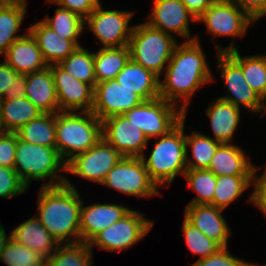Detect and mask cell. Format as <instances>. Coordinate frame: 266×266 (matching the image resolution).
<instances>
[{
  "mask_svg": "<svg viewBox=\"0 0 266 266\" xmlns=\"http://www.w3.org/2000/svg\"><path fill=\"white\" fill-rule=\"evenodd\" d=\"M164 80L159 81L160 98L177 104L186 114L193 93L213 80L199 38L177 44L170 61L165 66Z\"/></svg>",
  "mask_w": 266,
  "mask_h": 266,
  "instance_id": "6da1fadb",
  "label": "cell"
},
{
  "mask_svg": "<svg viewBox=\"0 0 266 266\" xmlns=\"http://www.w3.org/2000/svg\"><path fill=\"white\" fill-rule=\"evenodd\" d=\"M38 214L35 215L58 244L80 242V211L83 201L76 187L66 180L38 192ZM69 237V238H68Z\"/></svg>",
  "mask_w": 266,
  "mask_h": 266,
  "instance_id": "7a4b0ae2",
  "label": "cell"
},
{
  "mask_svg": "<svg viewBox=\"0 0 266 266\" xmlns=\"http://www.w3.org/2000/svg\"><path fill=\"white\" fill-rule=\"evenodd\" d=\"M101 138L102 121L92 111L56 113V149L66 164L95 146Z\"/></svg>",
  "mask_w": 266,
  "mask_h": 266,
  "instance_id": "3957f363",
  "label": "cell"
},
{
  "mask_svg": "<svg viewBox=\"0 0 266 266\" xmlns=\"http://www.w3.org/2000/svg\"><path fill=\"white\" fill-rule=\"evenodd\" d=\"M185 117L167 134L160 136L154 144L149 158H141L151 180L158 186H169L175 177L187 170Z\"/></svg>",
  "mask_w": 266,
  "mask_h": 266,
  "instance_id": "277c9868",
  "label": "cell"
},
{
  "mask_svg": "<svg viewBox=\"0 0 266 266\" xmlns=\"http://www.w3.org/2000/svg\"><path fill=\"white\" fill-rule=\"evenodd\" d=\"M14 169L22 182L29 188L30 181L50 179L42 183V187H55L65 184V175H59V170L66 172V163L59 155L56 147H47L22 141L17 136Z\"/></svg>",
  "mask_w": 266,
  "mask_h": 266,
  "instance_id": "5b68a950",
  "label": "cell"
},
{
  "mask_svg": "<svg viewBox=\"0 0 266 266\" xmlns=\"http://www.w3.org/2000/svg\"><path fill=\"white\" fill-rule=\"evenodd\" d=\"M177 43L173 35L152 28L147 23L135 25L128 44L130 59L160 77Z\"/></svg>",
  "mask_w": 266,
  "mask_h": 266,
  "instance_id": "8992f818",
  "label": "cell"
},
{
  "mask_svg": "<svg viewBox=\"0 0 266 266\" xmlns=\"http://www.w3.org/2000/svg\"><path fill=\"white\" fill-rule=\"evenodd\" d=\"M177 105L160 97L143 101L140 105L133 107L124 115L130 122L134 123L143 134L150 140L167 134L173 129L186 114Z\"/></svg>",
  "mask_w": 266,
  "mask_h": 266,
  "instance_id": "52a82bcc",
  "label": "cell"
},
{
  "mask_svg": "<svg viewBox=\"0 0 266 266\" xmlns=\"http://www.w3.org/2000/svg\"><path fill=\"white\" fill-rule=\"evenodd\" d=\"M101 184L136 197L148 198L160 194L141 157L123 156Z\"/></svg>",
  "mask_w": 266,
  "mask_h": 266,
  "instance_id": "ba28073f",
  "label": "cell"
},
{
  "mask_svg": "<svg viewBox=\"0 0 266 266\" xmlns=\"http://www.w3.org/2000/svg\"><path fill=\"white\" fill-rule=\"evenodd\" d=\"M153 223L148 218H143L140 212L131 209L120 220L98 233L88 244L91 249L95 244L104 250L120 252L145 237Z\"/></svg>",
  "mask_w": 266,
  "mask_h": 266,
  "instance_id": "9c48e42d",
  "label": "cell"
},
{
  "mask_svg": "<svg viewBox=\"0 0 266 266\" xmlns=\"http://www.w3.org/2000/svg\"><path fill=\"white\" fill-rule=\"evenodd\" d=\"M132 11L102 9L101 3L85 19V25L100 40L103 48L128 46L134 26H129ZM129 26V27H128Z\"/></svg>",
  "mask_w": 266,
  "mask_h": 266,
  "instance_id": "30bf717a",
  "label": "cell"
},
{
  "mask_svg": "<svg viewBox=\"0 0 266 266\" xmlns=\"http://www.w3.org/2000/svg\"><path fill=\"white\" fill-rule=\"evenodd\" d=\"M122 155L103 137L90 149L76 155L66 164V172L102 183L107 173L122 159Z\"/></svg>",
  "mask_w": 266,
  "mask_h": 266,
  "instance_id": "8fae6325",
  "label": "cell"
},
{
  "mask_svg": "<svg viewBox=\"0 0 266 266\" xmlns=\"http://www.w3.org/2000/svg\"><path fill=\"white\" fill-rule=\"evenodd\" d=\"M197 21L204 22L206 30L217 36H243L255 22L236 2H215Z\"/></svg>",
  "mask_w": 266,
  "mask_h": 266,
  "instance_id": "7c38bea8",
  "label": "cell"
},
{
  "mask_svg": "<svg viewBox=\"0 0 266 266\" xmlns=\"http://www.w3.org/2000/svg\"><path fill=\"white\" fill-rule=\"evenodd\" d=\"M102 137L126 157H142L149 141L124 114L102 121Z\"/></svg>",
  "mask_w": 266,
  "mask_h": 266,
  "instance_id": "4fadbf2b",
  "label": "cell"
},
{
  "mask_svg": "<svg viewBox=\"0 0 266 266\" xmlns=\"http://www.w3.org/2000/svg\"><path fill=\"white\" fill-rule=\"evenodd\" d=\"M142 102L136 93L112 79L95 85L92 112L103 121L115 115H123Z\"/></svg>",
  "mask_w": 266,
  "mask_h": 266,
  "instance_id": "5bb4252c",
  "label": "cell"
},
{
  "mask_svg": "<svg viewBox=\"0 0 266 266\" xmlns=\"http://www.w3.org/2000/svg\"><path fill=\"white\" fill-rule=\"evenodd\" d=\"M218 68L230 95L219 97L240 108L243 105L253 113H261L263 99L246 83L242 69L226 54L218 53Z\"/></svg>",
  "mask_w": 266,
  "mask_h": 266,
  "instance_id": "9a60e30c",
  "label": "cell"
},
{
  "mask_svg": "<svg viewBox=\"0 0 266 266\" xmlns=\"http://www.w3.org/2000/svg\"><path fill=\"white\" fill-rule=\"evenodd\" d=\"M57 91L59 111L91 112L94 88L68 74L58 64L49 65Z\"/></svg>",
  "mask_w": 266,
  "mask_h": 266,
  "instance_id": "2e32d148",
  "label": "cell"
},
{
  "mask_svg": "<svg viewBox=\"0 0 266 266\" xmlns=\"http://www.w3.org/2000/svg\"><path fill=\"white\" fill-rule=\"evenodd\" d=\"M190 17L193 22H198L180 0H154V8L149 15L150 19L145 23L164 33L184 36V38H188L186 41H192L196 39V36L191 37L190 35Z\"/></svg>",
  "mask_w": 266,
  "mask_h": 266,
  "instance_id": "e0dca14e",
  "label": "cell"
},
{
  "mask_svg": "<svg viewBox=\"0 0 266 266\" xmlns=\"http://www.w3.org/2000/svg\"><path fill=\"white\" fill-rule=\"evenodd\" d=\"M222 212L210 204H187L184 218L221 247H227L231 231Z\"/></svg>",
  "mask_w": 266,
  "mask_h": 266,
  "instance_id": "ac0fdd59",
  "label": "cell"
},
{
  "mask_svg": "<svg viewBox=\"0 0 266 266\" xmlns=\"http://www.w3.org/2000/svg\"><path fill=\"white\" fill-rule=\"evenodd\" d=\"M131 209L118 204H91L80 211V242L89 243L103 229L120 220Z\"/></svg>",
  "mask_w": 266,
  "mask_h": 266,
  "instance_id": "d6986e66",
  "label": "cell"
},
{
  "mask_svg": "<svg viewBox=\"0 0 266 266\" xmlns=\"http://www.w3.org/2000/svg\"><path fill=\"white\" fill-rule=\"evenodd\" d=\"M5 63L19 74L41 71L48 67L35 38L28 31L7 49Z\"/></svg>",
  "mask_w": 266,
  "mask_h": 266,
  "instance_id": "ffe728a7",
  "label": "cell"
},
{
  "mask_svg": "<svg viewBox=\"0 0 266 266\" xmlns=\"http://www.w3.org/2000/svg\"><path fill=\"white\" fill-rule=\"evenodd\" d=\"M25 96L43 113L59 112L57 91L51 68L26 74Z\"/></svg>",
  "mask_w": 266,
  "mask_h": 266,
  "instance_id": "44dd1931",
  "label": "cell"
},
{
  "mask_svg": "<svg viewBox=\"0 0 266 266\" xmlns=\"http://www.w3.org/2000/svg\"><path fill=\"white\" fill-rule=\"evenodd\" d=\"M207 170L216 176H254L257 167L248 162L243 149L233 143H221Z\"/></svg>",
  "mask_w": 266,
  "mask_h": 266,
  "instance_id": "7402d4cb",
  "label": "cell"
},
{
  "mask_svg": "<svg viewBox=\"0 0 266 266\" xmlns=\"http://www.w3.org/2000/svg\"><path fill=\"white\" fill-rule=\"evenodd\" d=\"M115 79L121 86L136 93L143 101L160 97V77L132 59L127 62Z\"/></svg>",
  "mask_w": 266,
  "mask_h": 266,
  "instance_id": "603a6c76",
  "label": "cell"
},
{
  "mask_svg": "<svg viewBox=\"0 0 266 266\" xmlns=\"http://www.w3.org/2000/svg\"><path fill=\"white\" fill-rule=\"evenodd\" d=\"M28 31L35 38L48 66L59 64L77 48L71 40L62 38L43 21L35 22Z\"/></svg>",
  "mask_w": 266,
  "mask_h": 266,
  "instance_id": "cb8c5ba5",
  "label": "cell"
},
{
  "mask_svg": "<svg viewBox=\"0 0 266 266\" xmlns=\"http://www.w3.org/2000/svg\"><path fill=\"white\" fill-rule=\"evenodd\" d=\"M217 53H226L241 69L246 83L263 99L266 97V55L243 57L234 46V41L226 48L217 46Z\"/></svg>",
  "mask_w": 266,
  "mask_h": 266,
  "instance_id": "d4e9b609",
  "label": "cell"
},
{
  "mask_svg": "<svg viewBox=\"0 0 266 266\" xmlns=\"http://www.w3.org/2000/svg\"><path fill=\"white\" fill-rule=\"evenodd\" d=\"M210 119L214 140L220 143H232L233 135L240 122V108L232 103L217 98L206 109Z\"/></svg>",
  "mask_w": 266,
  "mask_h": 266,
  "instance_id": "484cf974",
  "label": "cell"
},
{
  "mask_svg": "<svg viewBox=\"0 0 266 266\" xmlns=\"http://www.w3.org/2000/svg\"><path fill=\"white\" fill-rule=\"evenodd\" d=\"M11 232L13 239L21 245L39 252L45 258H49L53 254L51 252L59 246L36 216L22 222Z\"/></svg>",
  "mask_w": 266,
  "mask_h": 266,
  "instance_id": "4316f807",
  "label": "cell"
},
{
  "mask_svg": "<svg viewBox=\"0 0 266 266\" xmlns=\"http://www.w3.org/2000/svg\"><path fill=\"white\" fill-rule=\"evenodd\" d=\"M43 114L26 96L0 100V121L5 132H16Z\"/></svg>",
  "mask_w": 266,
  "mask_h": 266,
  "instance_id": "83f0119b",
  "label": "cell"
},
{
  "mask_svg": "<svg viewBox=\"0 0 266 266\" xmlns=\"http://www.w3.org/2000/svg\"><path fill=\"white\" fill-rule=\"evenodd\" d=\"M26 0H10L0 6V56L4 55L10 45L24 35H15L27 12Z\"/></svg>",
  "mask_w": 266,
  "mask_h": 266,
  "instance_id": "f1b7e54d",
  "label": "cell"
},
{
  "mask_svg": "<svg viewBox=\"0 0 266 266\" xmlns=\"http://www.w3.org/2000/svg\"><path fill=\"white\" fill-rule=\"evenodd\" d=\"M130 60L128 46L101 48L94 52L96 84L115 79Z\"/></svg>",
  "mask_w": 266,
  "mask_h": 266,
  "instance_id": "f546056e",
  "label": "cell"
},
{
  "mask_svg": "<svg viewBox=\"0 0 266 266\" xmlns=\"http://www.w3.org/2000/svg\"><path fill=\"white\" fill-rule=\"evenodd\" d=\"M16 133L22 141L56 147V113L41 114L22 126Z\"/></svg>",
  "mask_w": 266,
  "mask_h": 266,
  "instance_id": "4dcf8cb0",
  "label": "cell"
},
{
  "mask_svg": "<svg viewBox=\"0 0 266 266\" xmlns=\"http://www.w3.org/2000/svg\"><path fill=\"white\" fill-rule=\"evenodd\" d=\"M185 140L187 169H208L212 157L221 143L210 136L195 131L192 134H186ZM188 148L192 149L191 158H188Z\"/></svg>",
  "mask_w": 266,
  "mask_h": 266,
  "instance_id": "1f68e13d",
  "label": "cell"
},
{
  "mask_svg": "<svg viewBox=\"0 0 266 266\" xmlns=\"http://www.w3.org/2000/svg\"><path fill=\"white\" fill-rule=\"evenodd\" d=\"M253 180L254 176H216L214 197L210 205L224 210L253 184Z\"/></svg>",
  "mask_w": 266,
  "mask_h": 266,
  "instance_id": "d6a6232c",
  "label": "cell"
},
{
  "mask_svg": "<svg viewBox=\"0 0 266 266\" xmlns=\"http://www.w3.org/2000/svg\"><path fill=\"white\" fill-rule=\"evenodd\" d=\"M58 65L77 80L95 87L94 53L80 46Z\"/></svg>",
  "mask_w": 266,
  "mask_h": 266,
  "instance_id": "836d02e7",
  "label": "cell"
},
{
  "mask_svg": "<svg viewBox=\"0 0 266 266\" xmlns=\"http://www.w3.org/2000/svg\"><path fill=\"white\" fill-rule=\"evenodd\" d=\"M42 21L62 38L71 40L77 47H80L78 37L85 28V20L80 16L70 10L58 7L52 18H48L47 14Z\"/></svg>",
  "mask_w": 266,
  "mask_h": 266,
  "instance_id": "e575fe53",
  "label": "cell"
},
{
  "mask_svg": "<svg viewBox=\"0 0 266 266\" xmlns=\"http://www.w3.org/2000/svg\"><path fill=\"white\" fill-rule=\"evenodd\" d=\"M92 258V249L85 242L59 244L49 257L56 266H92Z\"/></svg>",
  "mask_w": 266,
  "mask_h": 266,
  "instance_id": "d590c367",
  "label": "cell"
},
{
  "mask_svg": "<svg viewBox=\"0 0 266 266\" xmlns=\"http://www.w3.org/2000/svg\"><path fill=\"white\" fill-rule=\"evenodd\" d=\"M197 196L188 204H211L216 187V175L207 169H187L183 175Z\"/></svg>",
  "mask_w": 266,
  "mask_h": 266,
  "instance_id": "8d00e7d4",
  "label": "cell"
},
{
  "mask_svg": "<svg viewBox=\"0 0 266 266\" xmlns=\"http://www.w3.org/2000/svg\"><path fill=\"white\" fill-rule=\"evenodd\" d=\"M45 259L39 252L21 245L12 237L0 254V261L7 266H42Z\"/></svg>",
  "mask_w": 266,
  "mask_h": 266,
  "instance_id": "74e56055",
  "label": "cell"
},
{
  "mask_svg": "<svg viewBox=\"0 0 266 266\" xmlns=\"http://www.w3.org/2000/svg\"><path fill=\"white\" fill-rule=\"evenodd\" d=\"M182 232L185 236V241L188 249L196 255H200L199 259L215 254L220 248H222L216 241L210 239L190 222L184 218Z\"/></svg>",
  "mask_w": 266,
  "mask_h": 266,
  "instance_id": "f35d334b",
  "label": "cell"
},
{
  "mask_svg": "<svg viewBox=\"0 0 266 266\" xmlns=\"http://www.w3.org/2000/svg\"><path fill=\"white\" fill-rule=\"evenodd\" d=\"M27 189L14 168L0 166V197L13 198Z\"/></svg>",
  "mask_w": 266,
  "mask_h": 266,
  "instance_id": "ab89813d",
  "label": "cell"
},
{
  "mask_svg": "<svg viewBox=\"0 0 266 266\" xmlns=\"http://www.w3.org/2000/svg\"><path fill=\"white\" fill-rule=\"evenodd\" d=\"M249 262L234 257L227 247L220 248L215 254L204 259H198L191 266H249Z\"/></svg>",
  "mask_w": 266,
  "mask_h": 266,
  "instance_id": "60d3db41",
  "label": "cell"
},
{
  "mask_svg": "<svg viewBox=\"0 0 266 266\" xmlns=\"http://www.w3.org/2000/svg\"><path fill=\"white\" fill-rule=\"evenodd\" d=\"M16 148V132H4L0 135V166L14 168Z\"/></svg>",
  "mask_w": 266,
  "mask_h": 266,
  "instance_id": "b9f144b4",
  "label": "cell"
},
{
  "mask_svg": "<svg viewBox=\"0 0 266 266\" xmlns=\"http://www.w3.org/2000/svg\"><path fill=\"white\" fill-rule=\"evenodd\" d=\"M50 1L62 6L61 8L72 11L84 20L100 4V0H48Z\"/></svg>",
  "mask_w": 266,
  "mask_h": 266,
  "instance_id": "7bdbcfd3",
  "label": "cell"
},
{
  "mask_svg": "<svg viewBox=\"0 0 266 266\" xmlns=\"http://www.w3.org/2000/svg\"><path fill=\"white\" fill-rule=\"evenodd\" d=\"M253 184L254 190L250 195L249 202L261 209L264 216H266V167L264 173L259 178L255 171Z\"/></svg>",
  "mask_w": 266,
  "mask_h": 266,
  "instance_id": "ee69618b",
  "label": "cell"
},
{
  "mask_svg": "<svg viewBox=\"0 0 266 266\" xmlns=\"http://www.w3.org/2000/svg\"><path fill=\"white\" fill-rule=\"evenodd\" d=\"M235 2L254 22L266 15V0H236Z\"/></svg>",
  "mask_w": 266,
  "mask_h": 266,
  "instance_id": "f6af8a7d",
  "label": "cell"
},
{
  "mask_svg": "<svg viewBox=\"0 0 266 266\" xmlns=\"http://www.w3.org/2000/svg\"><path fill=\"white\" fill-rule=\"evenodd\" d=\"M19 75L11 66L4 61L0 62V100L3 99L6 90L13 80Z\"/></svg>",
  "mask_w": 266,
  "mask_h": 266,
  "instance_id": "bcb514c9",
  "label": "cell"
},
{
  "mask_svg": "<svg viewBox=\"0 0 266 266\" xmlns=\"http://www.w3.org/2000/svg\"><path fill=\"white\" fill-rule=\"evenodd\" d=\"M26 74H19L8 87L3 99H19L25 96Z\"/></svg>",
  "mask_w": 266,
  "mask_h": 266,
  "instance_id": "7dc6e473",
  "label": "cell"
},
{
  "mask_svg": "<svg viewBox=\"0 0 266 266\" xmlns=\"http://www.w3.org/2000/svg\"><path fill=\"white\" fill-rule=\"evenodd\" d=\"M187 9L198 19L213 3L214 0H180Z\"/></svg>",
  "mask_w": 266,
  "mask_h": 266,
  "instance_id": "c3c4849f",
  "label": "cell"
},
{
  "mask_svg": "<svg viewBox=\"0 0 266 266\" xmlns=\"http://www.w3.org/2000/svg\"><path fill=\"white\" fill-rule=\"evenodd\" d=\"M5 228L3 227V225H1L0 223V254L2 253V251L5 249L7 243L9 242V240L12 237V232L9 233L8 238L6 237V232L4 230Z\"/></svg>",
  "mask_w": 266,
  "mask_h": 266,
  "instance_id": "681fc988",
  "label": "cell"
},
{
  "mask_svg": "<svg viewBox=\"0 0 266 266\" xmlns=\"http://www.w3.org/2000/svg\"><path fill=\"white\" fill-rule=\"evenodd\" d=\"M42 266H56L49 258H46L44 261H43V264Z\"/></svg>",
  "mask_w": 266,
  "mask_h": 266,
  "instance_id": "f907efd6",
  "label": "cell"
},
{
  "mask_svg": "<svg viewBox=\"0 0 266 266\" xmlns=\"http://www.w3.org/2000/svg\"><path fill=\"white\" fill-rule=\"evenodd\" d=\"M265 102H266V97L263 98V105H262V109H261L262 112H263V111L265 112L264 114H266V106H265L266 103H265Z\"/></svg>",
  "mask_w": 266,
  "mask_h": 266,
  "instance_id": "816d5d0a",
  "label": "cell"
},
{
  "mask_svg": "<svg viewBox=\"0 0 266 266\" xmlns=\"http://www.w3.org/2000/svg\"><path fill=\"white\" fill-rule=\"evenodd\" d=\"M215 2H235L236 0H214Z\"/></svg>",
  "mask_w": 266,
  "mask_h": 266,
  "instance_id": "f5cc1de1",
  "label": "cell"
},
{
  "mask_svg": "<svg viewBox=\"0 0 266 266\" xmlns=\"http://www.w3.org/2000/svg\"><path fill=\"white\" fill-rule=\"evenodd\" d=\"M10 0H0V6L8 3Z\"/></svg>",
  "mask_w": 266,
  "mask_h": 266,
  "instance_id": "db71d44e",
  "label": "cell"
},
{
  "mask_svg": "<svg viewBox=\"0 0 266 266\" xmlns=\"http://www.w3.org/2000/svg\"><path fill=\"white\" fill-rule=\"evenodd\" d=\"M5 131L2 128L1 121H0V135L3 134Z\"/></svg>",
  "mask_w": 266,
  "mask_h": 266,
  "instance_id": "11a10c76",
  "label": "cell"
},
{
  "mask_svg": "<svg viewBox=\"0 0 266 266\" xmlns=\"http://www.w3.org/2000/svg\"><path fill=\"white\" fill-rule=\"evenodd\" d=\"M249 266H258V265H255V264H253V263H250ZM264 266H266V264H265Z\"/></svg>",
  "mask_w": 266,
  "mask_h": 266,
  "instance_id": "9f6ffc18",
  "label": "cell"
}]
</instances>
